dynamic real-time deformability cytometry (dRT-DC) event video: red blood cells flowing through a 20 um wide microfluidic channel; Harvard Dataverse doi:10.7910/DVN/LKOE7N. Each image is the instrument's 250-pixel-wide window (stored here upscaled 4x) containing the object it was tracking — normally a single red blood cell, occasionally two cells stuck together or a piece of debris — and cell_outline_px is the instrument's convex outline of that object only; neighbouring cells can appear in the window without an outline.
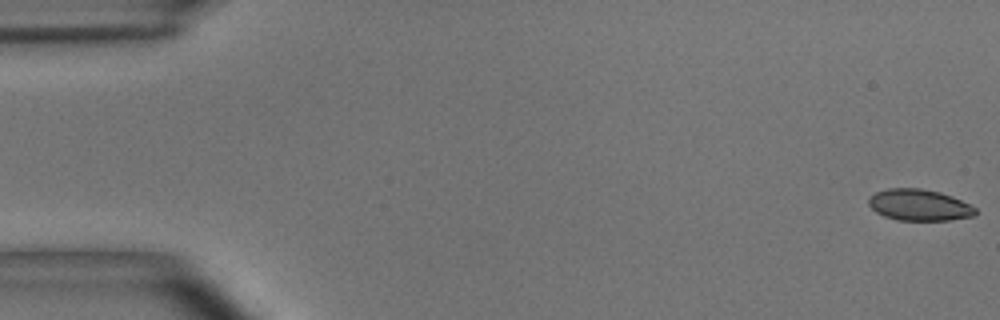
{"species": "common noctule bat (a hibernating species)", "species_latin": "Nyctalus noctula", "temperature_condition": "room temperature", "stored_images_in_passage": 9, "camera_frame_rate_fps": 3000, "um_per_image_px": 0.085, "animal": {"sex": "male", "body_mass_g": 15.6}, "frame": {"image": 1, "passage_image": 1, "time_ms": 0.0, "image_size_px": [1000, 320], "cell_outline_px": [[976, 216], [948, 220], [896, 220], [884, 216], [876, 212], [868, 204], [868, 200], [876, 192], [888, 188], [920, 188], [940, 192], [952, 196], [976, 208]], "centroid_in_image_um": [78.13, 17.43], "position_along_channel_um": 6.9, "area_um2": 19.48}}
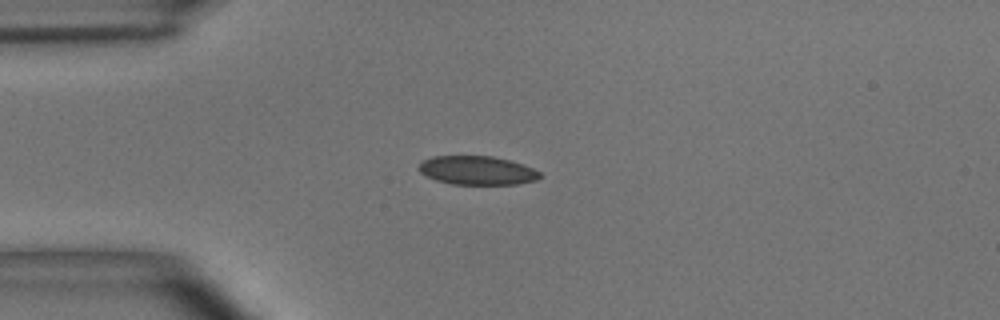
{"frame": {"image": 2, "passage_image": 4, "time_ms": 1.0, "image_size_px": [1000, 320], "cell_outline_px": [[544, 176], [536, 180], [516, 184], [452, 184], [436, 180], [420, 172], [416, 168], [424, 160], [432, 156], [492, 156], [508, 160], [532, 168], [540, 172]], "centroid_in_image_um": [40.55, 14.49], "position_along_channel_um": 44.4, "area_um2": 20.17}}
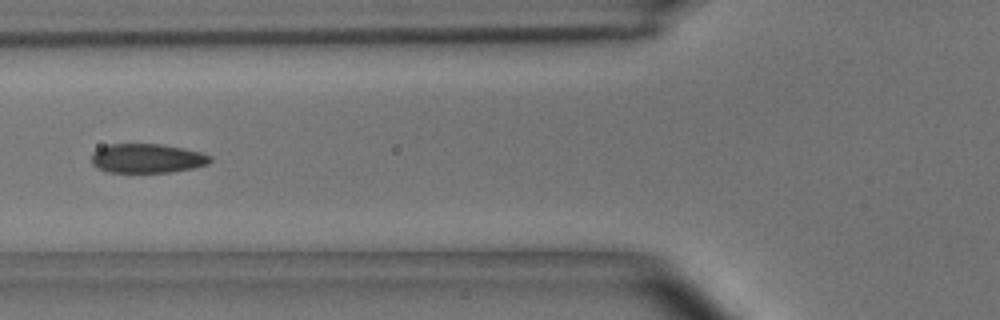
{"frame": {"image": 3, "passage_image": 6, "time_ms": 1.667, "image_size_px": [1000, 320], "cell_outline_px": [[212, 160], [208, 164], [192, 168], [168, 172], [104, 172], [96, 168], [92, 164], [92, 152], [108, 144], [160, 144], [184, 148], [200, 152], [212, 156]], "centroid_in_image_um": [12.48, 13.46], "position_along_channel_um": 113.3, "area_um2": 20.29}}